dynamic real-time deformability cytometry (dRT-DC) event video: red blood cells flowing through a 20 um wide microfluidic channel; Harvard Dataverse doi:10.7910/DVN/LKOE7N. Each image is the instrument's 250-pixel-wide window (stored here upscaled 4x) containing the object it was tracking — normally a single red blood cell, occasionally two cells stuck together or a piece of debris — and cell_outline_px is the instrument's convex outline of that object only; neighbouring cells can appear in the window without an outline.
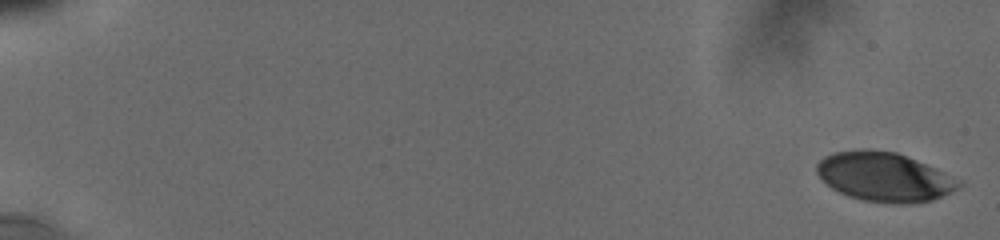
{"species": "human", "species_latin": "Homo sapiens", "temperature_condition": "cold", "stored_images_in_passage": 19, "camera_frame_rate_fps": 3000, "um_per_image_px": 0.085, "donor": {"sex": "male"}, "frame": {"image": 1, "passage_image": 1, "time_ms": 0.0, "image_size_px": [1000, 240], "cell_outline_px": [[960, 188], [932, 200], [912, 204], [892, 204], [860, 200], [848, 196], [832, 188], [816, 172], [816, 164], [824, 156], [836, 152], [896, 152], [916, 160], [960, 180]], "centroid_in_image_um": [75.18, 15.09], "position_along_channel_um": 9.8, "area_um2": 39.71}}
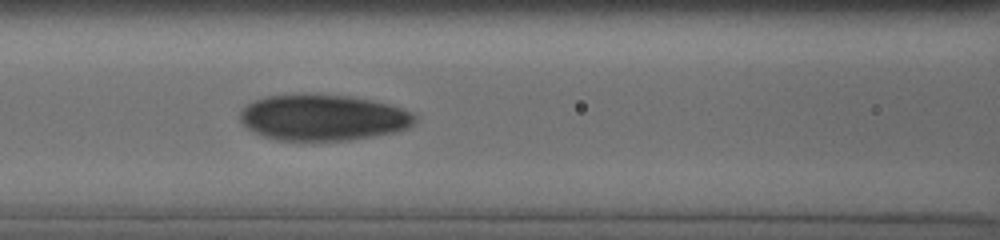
{"frame": {"image": 2, "passage_image": 17, "time_ms": 8.667, "image_size_px": [1000, 240], "cell_outline_px": [[416, 120], [408, 128], [396, 132], [352, 140], [276, 140], [264, 136], [248, 128], [240, 120], [240, 108], [256, 100], [268, 96], [348, 96], [372, 100], [388, 104], [400, 108], [416, 116]], "centroid_in_image_um": [27.47, 10.02], "position_along_channel_um": 139.1, "area_um2": 46.01}}
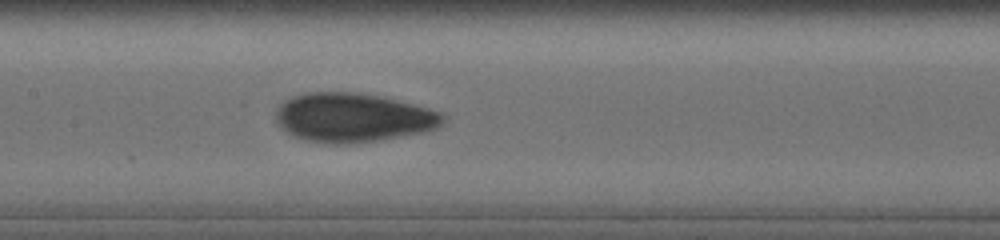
{"frame": {"image": 3, "passage_image": 19, "time_ms": 9.667, "image_size_px": [1000, 240], "cell_outline_px": [[448, 116], [436, 128], [424, 132], [380, 140], [352, 144], [332, 144], [304, 140], [292, 136], [276, 120], [276, 112], [280, 104], [284, 100], [292, 96], [308, 92], [356, 92], [380, 96], [428, 108], [440, 112]], "centroid_in_image_um": [30.0, 10.0], "position_along_channel_um": 177.4, "area_um2": 47.8}}